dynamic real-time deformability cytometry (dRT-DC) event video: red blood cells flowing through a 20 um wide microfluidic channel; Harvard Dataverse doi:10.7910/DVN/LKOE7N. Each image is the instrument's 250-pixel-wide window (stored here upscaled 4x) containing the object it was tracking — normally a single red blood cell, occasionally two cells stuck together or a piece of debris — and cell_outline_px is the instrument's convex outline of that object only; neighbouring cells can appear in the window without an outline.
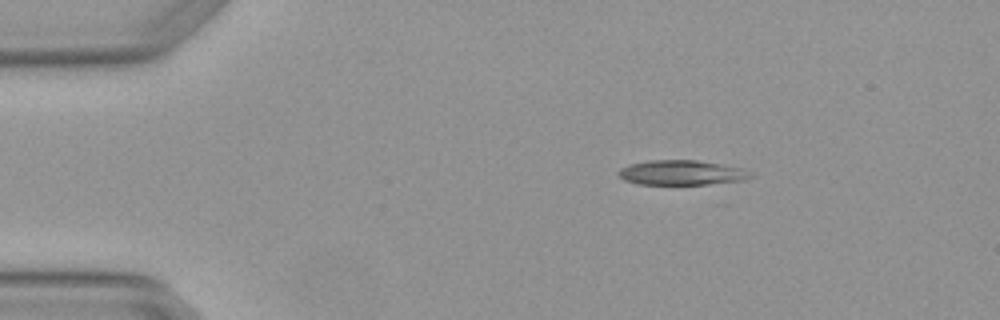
{"species": "Egyptian fruit bat (a non-hibernating species)", "species_latin": "Rousettus aegyptiacus", "temperature_condition": "warm", "stored_images_in_passage": 5, "camera_frame_rate_fps": 3000, "um_per_image_px": 0.085, "animal": {"sex": "female"}, "frame": {"image": 1, "passage_image": 1, "time_ms": 0.0, "image_size_px": [1000, 320], "cell_outline_px": [[752, 176], [744, 180], [708, 184], [636, 184], [624, 180], [616, 172], [620, 168], [628, 164], [648, 160], [696, 160], [744, 168], [752, 172]], "centroid_in_image_um": [57.91, 14.67], "position_along_channel_um": 27.1, "area_um2": 19.19}}
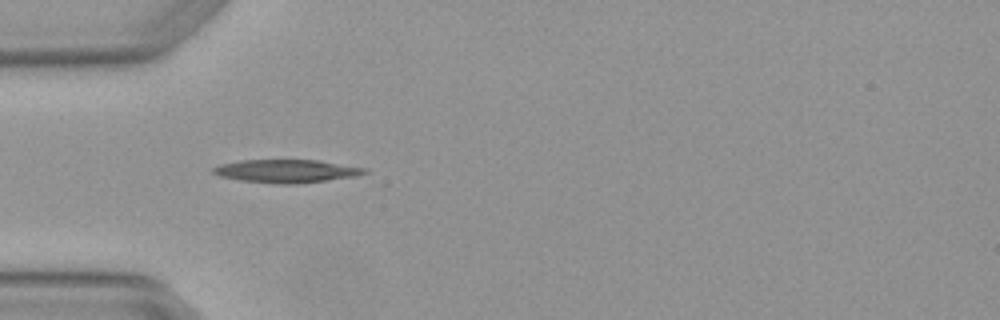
{"frame": {"image": 2, "passage_image": 3, "time_ms": 0.667, "image_size_px": [1000, 320], "cell_outline_px": [[368, 172], [356, 176], [296, 184], [276, 184], [240, 180], [220, 176], [212, 172], [212, 168], [220, 164], [240, 160], [320, 160], [368, 168]], "centroid_in_image_um": [24.36, 14.54], "position_along_channel_um": 60.6, "area_um2": 20.46}}
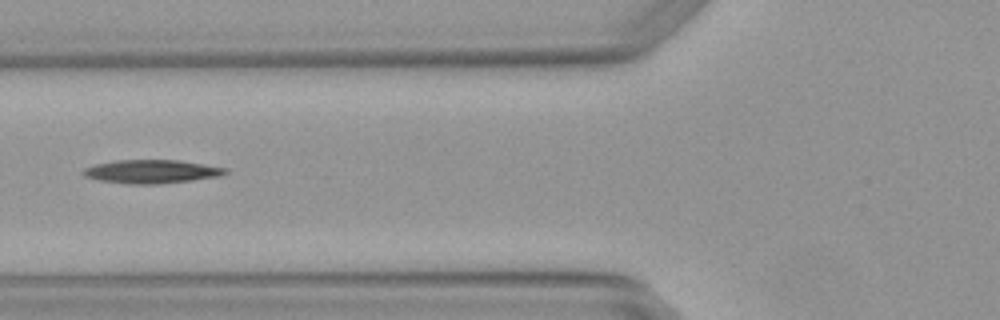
{"frame": {"image": 3, "passage_image": 4, "time_ms": 1.0, "image_size_px": [1000, 320], "cell_outline_px": [[228, 172], [220, 176], [192, 180], [160, 184], [128, 184], [100, 180], [84, 176], [80, 172], [84, 168], [96, 164], [116, 160], [180, 160], [228, 168]], "centroid_in_image_um": [12.89, 14.58], "position_along_channel_um": 112.9, "area_um2": 19.54}}